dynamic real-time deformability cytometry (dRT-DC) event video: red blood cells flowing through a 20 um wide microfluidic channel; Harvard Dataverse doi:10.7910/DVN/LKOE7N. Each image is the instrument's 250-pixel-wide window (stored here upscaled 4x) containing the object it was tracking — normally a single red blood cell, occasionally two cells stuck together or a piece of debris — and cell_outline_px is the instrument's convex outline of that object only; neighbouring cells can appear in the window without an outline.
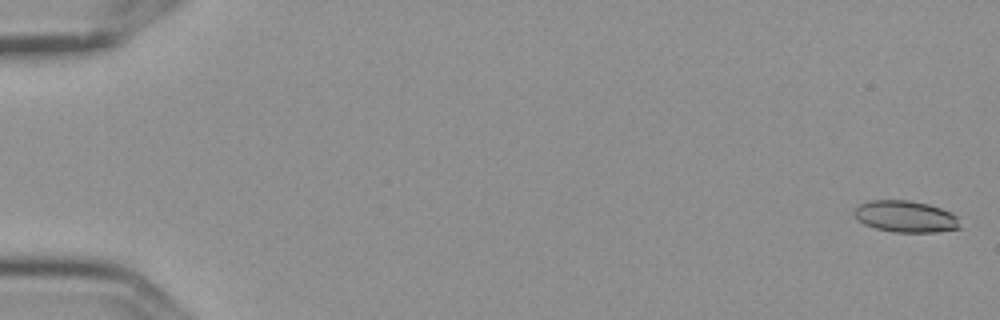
{"species": "Egyptian fruit bat (a non-hibernating species)", "species_latin": "Rousettus aegyptiacus", "temperature_condition": "cold", "stored_images_in_passage": 5, "camera_frame_rate_fps": 3000, "um_per_image_px": 0.085, "frame": {"image": 1, "passage_image": 1, "time_ms": 0.0, "image_size_px": [1000, 320], "cell_outline_px": [[960, 228], [936, 232], [892, 232], [876, 228], [864, 224], [852, 212], [860, 204], [872, 200], [908, 200], [928, 204], [952, 212], [956, 216]], "centroid_in_image_um": [76.97, 18.4], "position_along_channel_um": 8.0, "area_um2": 19.31}}
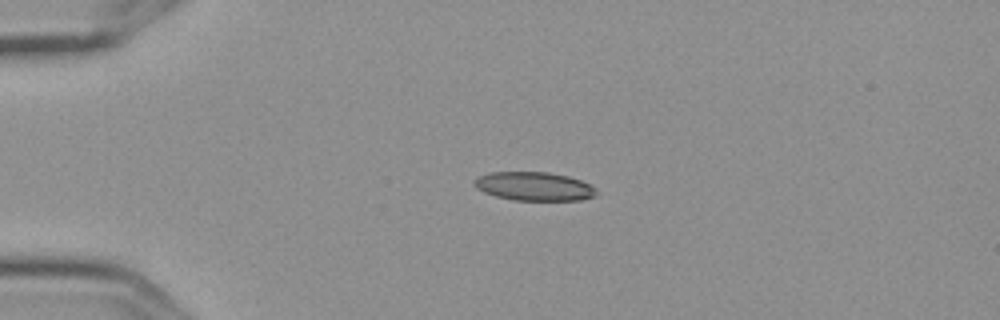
{"frame": {"image": 2, "passage_image": 4, "time_ms": 1.0, "image_size_px": [1000, 320], "cell_outline_px": [[596, 196], [580, 200], [512, 200], [496, 196], [484, 192], [476, 188], [476, 176], [492, 172], [548, 172], [568, 176], [580, 180], [588, 184], [596, 192]], "centroid_in_image_um": [45.38, 15.84], "position_along_channel_um": 39.6, "area_um2": 20.17}}